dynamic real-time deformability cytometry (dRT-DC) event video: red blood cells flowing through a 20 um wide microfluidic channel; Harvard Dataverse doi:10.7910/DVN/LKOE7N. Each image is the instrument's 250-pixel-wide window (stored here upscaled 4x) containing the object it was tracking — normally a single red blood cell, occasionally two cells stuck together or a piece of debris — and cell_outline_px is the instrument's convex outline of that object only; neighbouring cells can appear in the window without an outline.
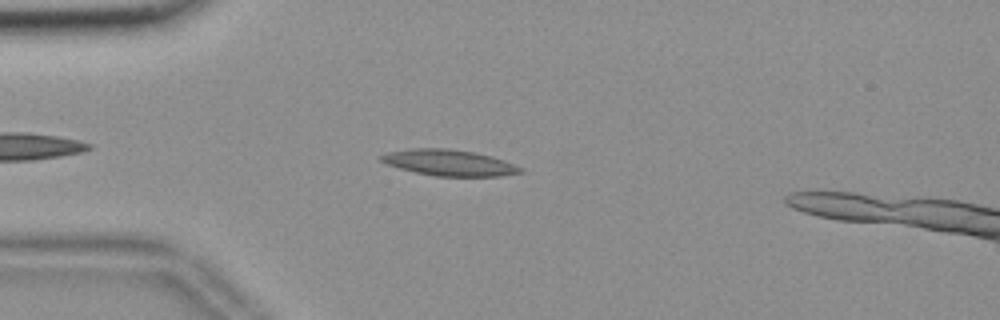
{"species": "common noctule bat (a hibernating species)", "species_latin": "Nyctalus noctula", "temperature_condition": "room temperature", "stored_images_in_passage": 41, "camera_frame_rate_fps": 3000, "um_per_image_px": 0.085, "animal": {"sex": "female", "body_mass_g": 18.4}, "frame": {"image": 1, "passage_image": 6, "time_ms": 1.667, "image_size_px": [1000, 320], "cell_outline_px": [[524, 172], [500, 176], [436, 176], [416, 172], [400, 168], [388, 164], [380, 160], [380, 156], [388, 152], [412, 148], [448, 148], [472, 152], [492, 156], [504, 160], [524, 168]], "centroid_in_image_um": [38.22, 13.83], "position_along_channel_um": 46.8, "area_um2": 21.04}}
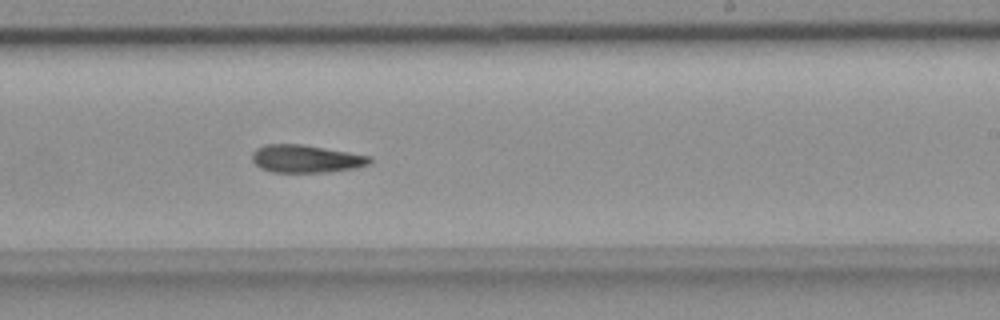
{"frame": {"image": 2, "passage_image": 25, "time_ms": 8.0, "image_size_px": [1000, 320], "cell_outline_px": [[372, 160], [368, 164], [356, 168], [328, 172], [272, 172], [260, 168], [252, 160], [252, 152], [256, 148], [264, 144], [300, 144], [372, 156]], "centroid_in_image_um": [25.99, 13.49], "position_along_channel_um": 263.0, "area_um2": 19.02}}
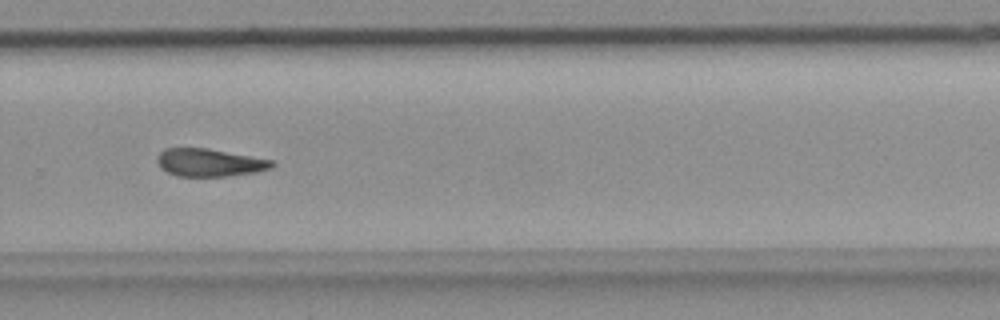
{"frame": {"image": 3, "passage_image": 29, "time_ms": 9.333, "image_size_px": [1000, 320], "cell_outline_px": [[276, 164], [272, 168], [256, 172], [228, 176], [176, 176], [160, 168], [156, 160], [156, 156], [164, 148], [208, 148], [272, 160]], "centroid_in_image_um": [17.79, 13.82], "position_along_channel_um": 312.0, "area_um2": 18.67}}